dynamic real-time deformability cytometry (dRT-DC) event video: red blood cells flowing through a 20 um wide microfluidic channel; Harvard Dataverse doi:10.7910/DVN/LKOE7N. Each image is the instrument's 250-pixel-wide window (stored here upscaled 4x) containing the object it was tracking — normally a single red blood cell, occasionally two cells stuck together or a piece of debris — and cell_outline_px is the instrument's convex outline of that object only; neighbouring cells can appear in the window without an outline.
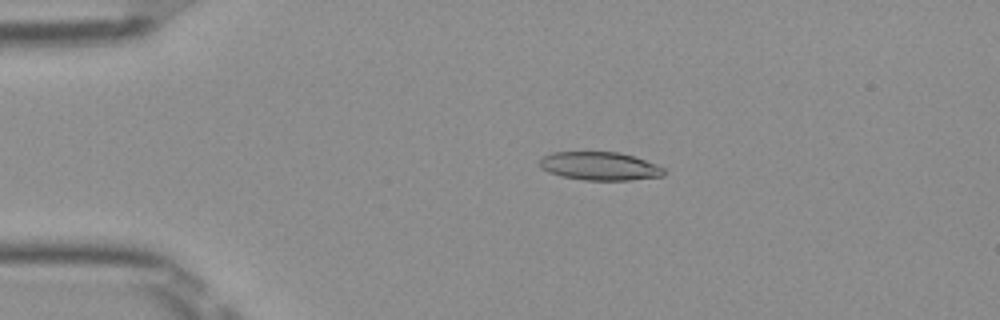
{"species": "Egyptian fruit bat (a non-hibernating species)", "species_latin": "Rousettus aegyptiacus", "temperature_condition": "room temperature", "stored_images_in_passage": 49, "camera_frame_rate_fps": 3000, "um_per_image_px": 0.085, "frame": {"image": 1, "passage_image": 9, "time_ms": 2.667, "image_size_px": [1000, 320], "cell_outline_px": [[664, 176], [632, 180], [584, 180], [560, 176], [548, 172], [540, 168], [540, 160], [544, 156], [552, 152], [620, 152], [656, 164], [664, 168]], "centroid_in_image_um": [50.97, 14.12], "position_along_channel_um": 34.0, "area_um2": 20.52}}
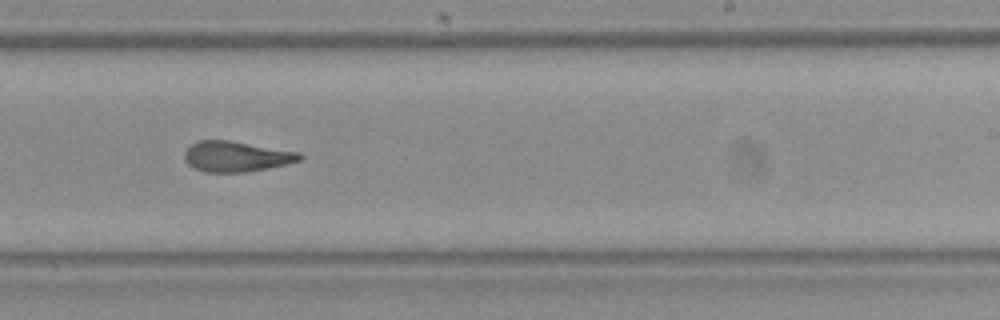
{"frame": {"image": 2, "passage_image": 30, "time_ms": 9.667, "image_size_px": [1000, 320], "cell_outline_px": [[304, 160], [268, 168], [248, 172], [204, 172], [188, 164], [184, 160], [184, 152], [196, 140], [228, 140], [300, 152], [304, 156]], "centroid_in_image_um": [20.11, 13.3], "position_along_channel_um": 268.9, "area_um2": 20.58}}
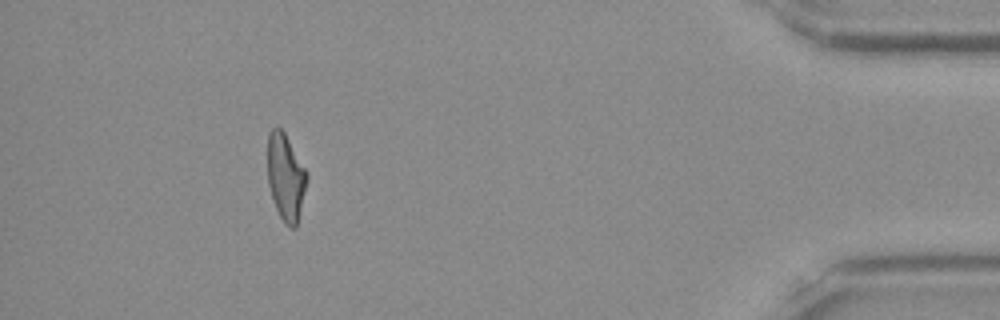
{"frame": {"image": 3, "passage_image": 45, "time_ms": 14.667, "image_size_px": [1000, 320], "cell_outline_px": [[308, 180], [296, 228], [292, 228], [284, 224], [276, 208], [268, 184], [268, 132], [276, 124], [284, 132], [308, 172]], "centroid_in_image_um": [24.29, 15.04], "position_along_channel_um": 410.9, "area_um2": 20.0}, "authors_computed_cell_mechanics": {"area_um2": 20.7502, "velocity_mm_per_s": 3.9816, "shape_relaxation_time_tau1_ms": null, "shape_relaxation_time_tau2_ms": 2.2996, "deformation_change_tau1": null, "deformation_change_tau2": 0.1185}}